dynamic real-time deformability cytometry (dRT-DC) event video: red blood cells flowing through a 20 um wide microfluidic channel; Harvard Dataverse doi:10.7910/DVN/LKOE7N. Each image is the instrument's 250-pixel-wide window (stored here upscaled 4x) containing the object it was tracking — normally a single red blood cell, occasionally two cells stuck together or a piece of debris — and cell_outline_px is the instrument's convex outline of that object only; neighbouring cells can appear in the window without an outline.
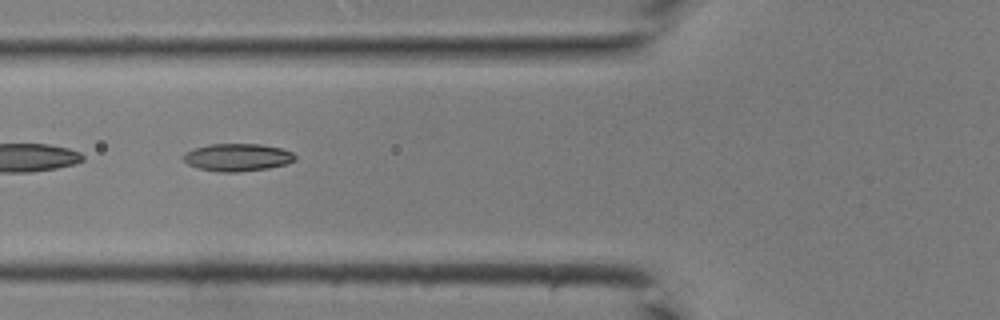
{"species": "common noctule bat (a hibernating species)", "species_latin": "Nyctalus noctula", "temperature_condition": "room temperature", "stored_images_in_passage": 43, "segment_of_instrument_passage": [2, 2], "camera_frame_rate_fps": 3000, "um_per_image_px": 0.085, "animal": {"sex": "male", "body_mass_g": 19.0, "forearm_length_mm": 50.8}, "frame": {"image": 1, "passage_image": 17, "time_ms": 5.333, "image_size_px": [1000, 320], "cell_outline_px": [[296, 160], [284, 164], [268, 168], [236, 172], [220, 172], [200, 168], [188, 164], [180, 156], [184, 152], [192, 148], [208, 144], [260, 144], [280, 148], [292, 152], [296, 156]], "centroid_in_image_um": [20.14, 13.36], "position_along_channel_um": 105.7, "area_um2": 17.98}}
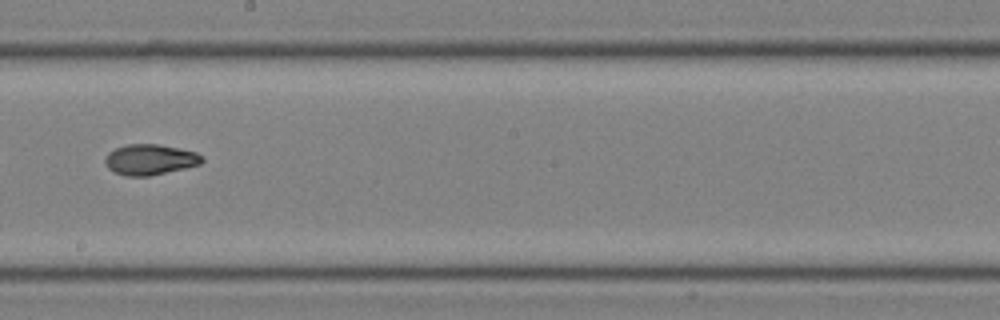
{"frame": {"image": 2, "passage_image": 25, "time_ms": 8.0, "image_size_px": [1000, 320], "cell_outline_px": [[204, 160], [200, 164], [184, 168], [148, 176], [128, 176], [116, 172], [108, 168], [104, 160], [108, 152], [116, 148], [128, 144], [156, 144], [180, 148], [196, 152], [204, 156]], "centroid_in_image_um": [12.77, 13.55], "position_along_channel_um": 235.4, "area_um2": 17.17}}
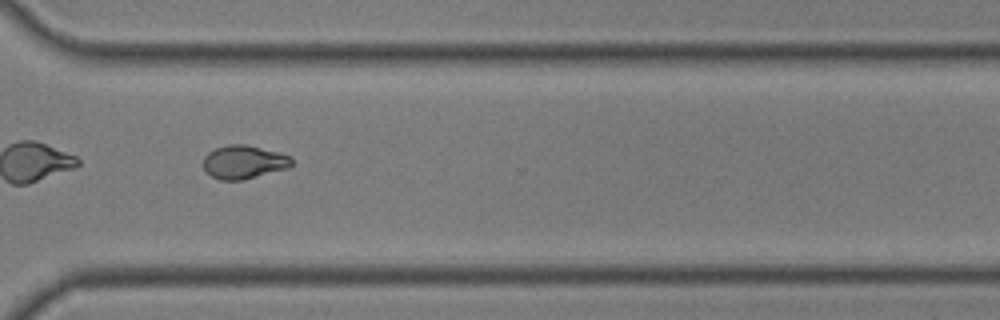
{"frame": {"image": 3, "passage_image": 32, "time_ms": 10.333, "image_size_px": [1000, 320], "cell_outline_px": [[296, 164], [288, 168], [244, 180], [220, 180], [204, 172], [204, 156], [208, 152], [216, 148], [228, 144], [244, 144], [292, 156]], "centroid_in_image_um": [20.75, 13.78], "position_along_channel_um": 349.9, "area_um2": 17.4}}